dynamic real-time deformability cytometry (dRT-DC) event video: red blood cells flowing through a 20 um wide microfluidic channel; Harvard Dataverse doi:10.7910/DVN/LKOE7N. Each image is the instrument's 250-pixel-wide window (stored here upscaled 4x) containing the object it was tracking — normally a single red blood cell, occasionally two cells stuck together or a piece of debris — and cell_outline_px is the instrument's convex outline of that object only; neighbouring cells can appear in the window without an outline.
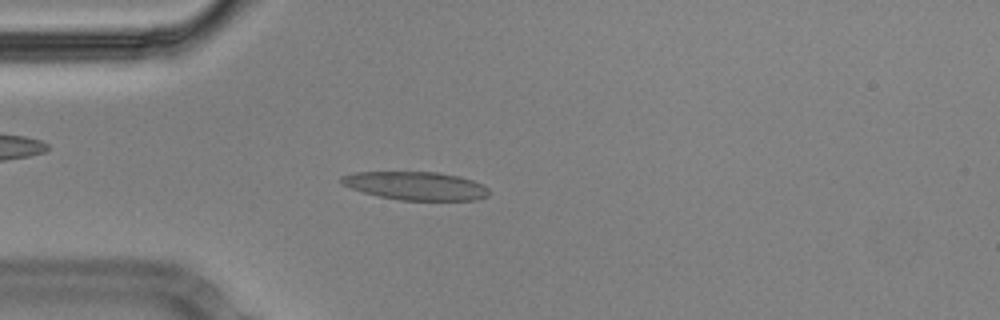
{"species": "Egyptian fruit bat (a non-hibernating species)", "species_latin": "Rousettus aegyptiacus", "temperature_condition": "cold", "stored_images_in_passage": 55, "camera_frame_rate_fps": 3000, "um_per_image_px": 0.085, "animal": {"sex": "male"}, "frame": {"image": 1, "passage_image": 14, "time_ms": 4.333, "image_size_px": [1000, 320], "cell_outline_px": [[488, 196], [476, 200], [400, 200], [380, 196], [364, 192], [340, 184], [340, 176], [356, 172], [436, 172], [460, 176], [484, 184], [488, 188]], "centroid_in_image_um": [35.36, 15.79], "position_along_channel_um": 49.6, "area_um2": 24.33}}
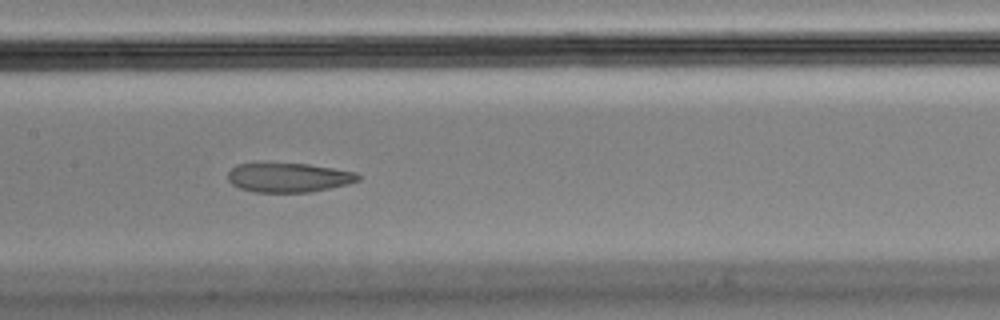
{"frame": {"image": 2, "passage_image": 26, "time_ms": 8.333, "image_size_px": [1000, 320], "cell_outline_px": [[360, 180], [348, 184], [312, 192], [256, 192], [240, 188], [232, 184], [228, 180], [228, 172], [236, 164], [264, 160], [308, 164], [356, 172], [360, 176]], "centroid_in_image_um": [24.48, 15.04], "position_along_channel_um": 182.9, "area_um2": 23.06}}
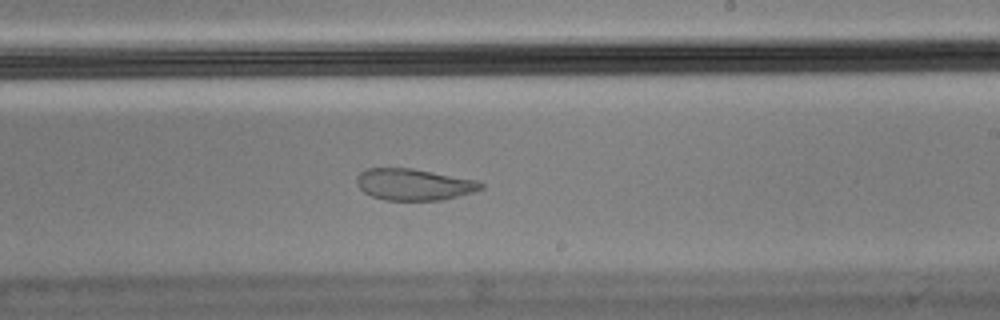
{"frame": {"image": 3, "passage_image": 32, "time_ms": 10.333, "image_size_px": [1000, 320], "cell_outline_px": [[484, 188], [472, 192], [444, 200], [384, 200], [372, 196], [364, 192], [356, 184], [356, 176], [360, 172], [368, 168], [412, 168], [480, 180], [484, 184]], "centroid_in_image_um": [35.2, 15.67], "position_along_channel_um": 253.8, "area_um2": 23.06}, "authors_computed_cell_mechanics": {"area_um2": 24.565, "velocity_mm_per_s": 3.5598, "shape_relaxation_time_tau1_ms": null, "shape_relaxation_time_tau2_ms": 1.8571, "deformation_change_tau1": null, "deformation_change_tau2": 0.0692}}